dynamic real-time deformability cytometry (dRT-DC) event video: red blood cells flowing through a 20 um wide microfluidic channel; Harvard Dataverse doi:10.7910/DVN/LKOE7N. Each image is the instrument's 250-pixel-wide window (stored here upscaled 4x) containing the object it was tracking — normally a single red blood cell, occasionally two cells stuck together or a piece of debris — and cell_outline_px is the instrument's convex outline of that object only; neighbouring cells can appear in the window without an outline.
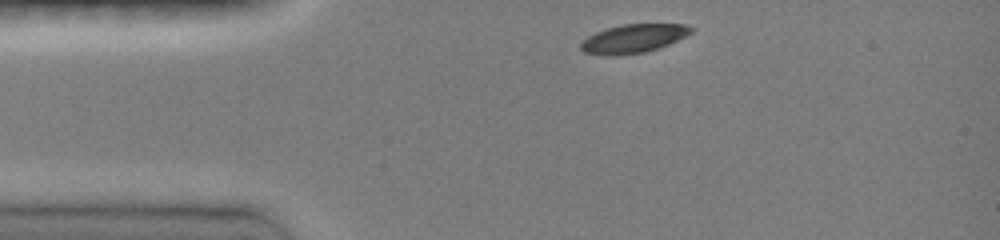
{"species": "common noctule bat (a hibernating species)", "species_latin": "Nyctalus noctula", "temperature_condition": "room temperature", "stored_images_in_passage": 33, "camera_frame_rate_fps": 3000, "um_per_image_px": 0.085, "animal": {"sex": "female", "body_mass_g": 19.0, "forearm_length_mm": 51.5}, "frame": {"image": 1, "passage_image": 1, "time_ms": 0.0, "image_size_px": [1000, 240], "cell_outline_px": [[696, 28], [692, 32], [668, 44], [644, 52], [616, 56], [608, 56], [584, 52], [580, 48], [580, 44], [588, 36], [596, 32], [608, 28], [624, 24], [684, 24]], "centroid_in_image_um": [53.83, 3.28], "position_along_channel_um": 31.2, "area_um2": 18.21}}
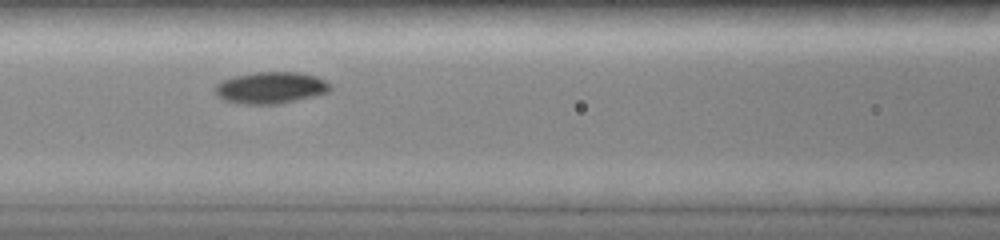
{"frame": {"image": 2, "passage_image": 11, "time_ms": 3.667, "image_size_px": [1000, 240], "cell_outline_px": [[332, 88], [328, 92], [316, 96], [276, 104], [240, 104], [224, 100], [216, 96], [216, 84], [220, 80], [236, 76], [256, 72], [300, 72], [316, 76], [324, 80]], "centroid_in_image_um": [23.0, 7.46], "position_along_channel_um": 143.6, "area_um2": 21.27}}
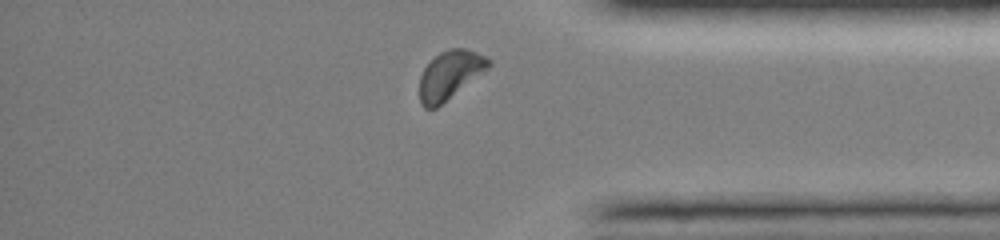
{"frame": {"image": 3, "passage_image": 30, "time_ms": 10.0, "image_size_px": [1000, 240], "cell_outline_px": [[492, 64], [484, 72], [436, 108], [424, 108], [420, 104], [420, 76], [424, 68], [440, 52], [448, 48], [464, 48], [476, 52], [492, 60]], "centroid_in_image_um": [38.25, 6.36], "position_along_channel_um": 397.0, "area_um2": 19.31}, "authors_computed_cell_mechanics": {"area_um2": 19.941, "velocity_mm_per_s": 4.0636, "shape_relaxation_time_tau1_ms": 1.722, "shape_relaxation_time_tau2_ms": null, "deformation_change_tau1": 0.0826, "deformation_change_tau2": null}}